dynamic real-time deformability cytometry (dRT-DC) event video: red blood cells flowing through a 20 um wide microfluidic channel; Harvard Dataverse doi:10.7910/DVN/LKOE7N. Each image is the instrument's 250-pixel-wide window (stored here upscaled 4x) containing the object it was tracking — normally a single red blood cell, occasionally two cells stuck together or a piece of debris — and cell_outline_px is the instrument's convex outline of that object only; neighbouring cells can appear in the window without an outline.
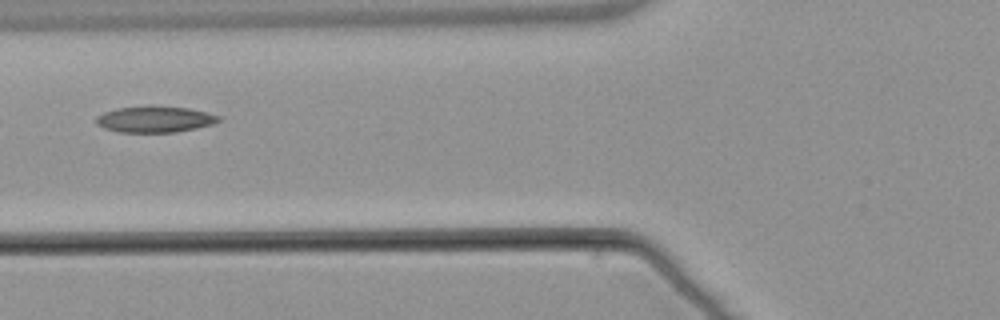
{"species": "common noctule bat (a hibernating species)", "species_latin": "Nyctalus noctula", "temperature_condition": "warm", "stored_images_in_passage": 5, "camera_frame_rate_fps": 3000, "um_per_image_px": 0.085, "animal": {"sex": "male", "body_mass_g": 21.5, "forearm_length_mm": 52.0}, "frame": {"image": 1, "passage_image": 4, "time_ms": 3.667, "image_size_px": [1000, 320], "cell_outline_px": [[220, 120], [212, 124], [196, 128], [176, 132], [120, 132], [104, 128], [96, 124], [96, 116], [104, 112], [116, 108], [188, 108], [208, 112], [220, 116]], "centroid_in_image_um": [13.16, 10.17], "position_along_channel_um": 112.6, "area_um2": 18.03}}
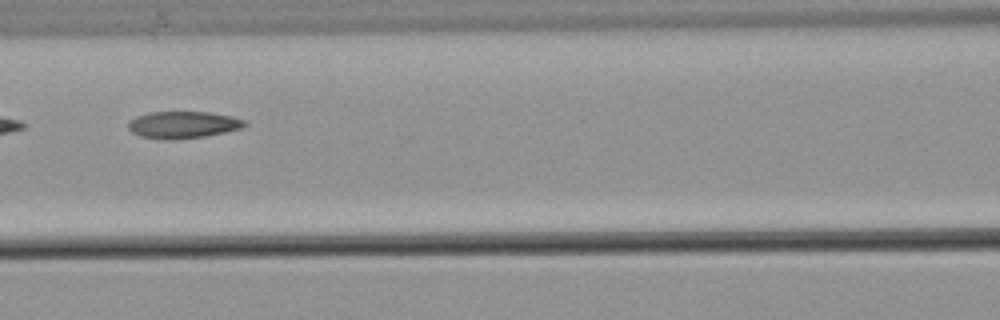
{"frame": {"image": 2, "passage_image": 5, "time_ms": 4.667, "image_size_px": [1000, 320], "cell_outline_px": [[248, 124], [240, 128], [224, 132], [204, 136], [172, 140], [164, 140], [140, 136], [132, 132], [128, 128], [128, 120], [136, 116], [148, 112], [208, 112], [232, 116], [248, 120]], "centroid_in_image_um": [15.54, 10.6], "position_along_channel_um": 151.1, "area_um2": 18.44}}